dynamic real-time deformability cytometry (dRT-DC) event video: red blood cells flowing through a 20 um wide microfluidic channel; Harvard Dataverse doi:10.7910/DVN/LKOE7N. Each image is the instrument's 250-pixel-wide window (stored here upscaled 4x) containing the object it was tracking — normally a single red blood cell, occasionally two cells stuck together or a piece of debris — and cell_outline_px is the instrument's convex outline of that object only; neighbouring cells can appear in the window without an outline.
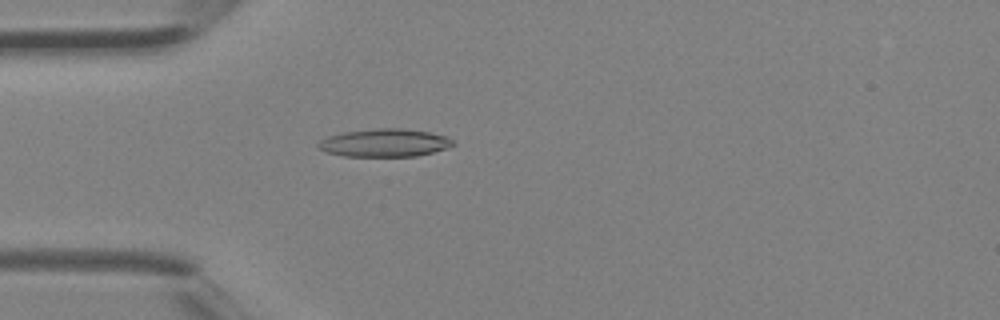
{"species": "Egyptian fruit bat (a non-hibernating species)", "species_latin": "Rousettus aegyptiacus", "temperature_condition": "room temperature", "stored_images_in_passage": 3, "camera_frame_rate_fps": 3000, "um_per_image_px": 0.085, "animal": {"sex": "female"}, "frame": {"image": 1, "passage_image": 3, "time_ms": 0.667, "image_size_px": [1000, 320], "cell_outline_px": [[456, 144], [432, 152], [416, 156], [344, 156], [328, 152], [320, 148], [316, 144], [320, 140], [328, 136], [344, 132], [376, 128], [400, 128], [428, 132], [448, 136]], "centroid_in_image_um": [32.69, 12.13], "position_along_channel_um": 52.3, "area_um2": 21.73}}